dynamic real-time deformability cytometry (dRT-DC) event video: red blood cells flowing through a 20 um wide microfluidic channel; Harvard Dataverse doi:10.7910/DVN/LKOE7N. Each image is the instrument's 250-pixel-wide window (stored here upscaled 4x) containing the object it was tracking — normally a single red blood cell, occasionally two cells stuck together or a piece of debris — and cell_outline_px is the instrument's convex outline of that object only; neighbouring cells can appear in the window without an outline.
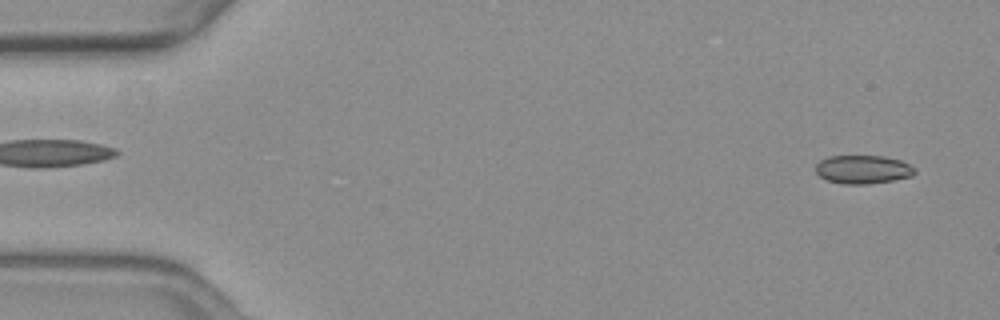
{"species": "common noctule bat (a hibernating species)", "species_latin": "Nyctalus noctula", "temperature_condition": "warm", "stored_images_in_passage": 56, "camera_frame_rate_fps": 3000, "um_per_image_px": 0.085, "animal": {"sex": "female", "body_mass_g": 19.3, "forearm_length_mm": 54.1}, "frame": {"image": 1, "passage_image": 3, "time_ms": 0.667, "image_size_px": [1000, 320], "cell_outline_px": [[916, 172], [912, 176], [892, 180], [868, 184], [844, 184], [828, 180], [820, 176], [816, 172], [816, 164], [820, 160], [828, 156], [884, 156], [900, 160], [916, 168]], "centroid_in_image_um": [73.35, 14.4], "position_along_channel_um": 11.6, "area_um2": 16.42}}
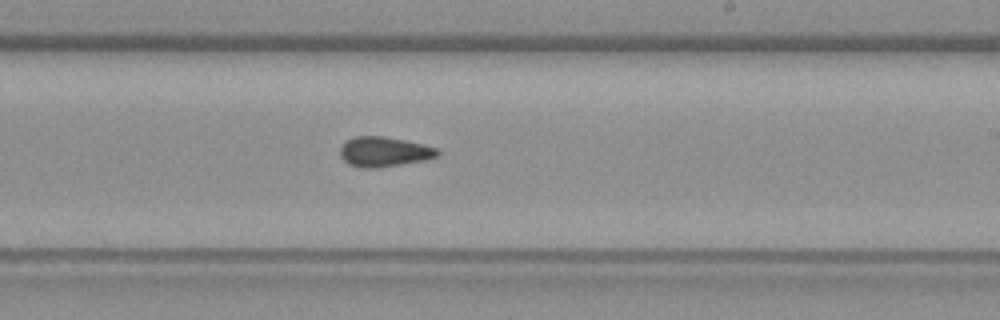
{"frame": {"image": 2, "passage_image": 33, "time_ms": 10.667, "image_size_px": [1000, 320], "cell_outline_px": [[440, 152], [436, 156], [424, 160], [380, 168], [364, 168], [348, 164], [340, 156], [340, 148], [352, 136], [380, 136], [404, 140], [436, 148]], "centroid_in_image_um": [32.61, 12.91], "position_along_channel_um": 256.4, "area_um2": 16.76}}
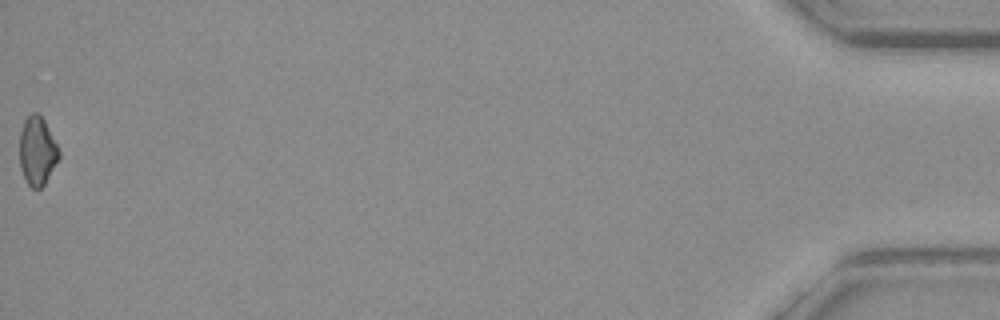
{"frame": {"image": 3, "passage_image": 56, "time_ms": 18.333, "image_size_px": [1000, 320], "cell_outline_px": [[60, 156], [44, 184], [40, 188], [32, 188], [28, 184], [20, 168], [20, 132], [24, 120], [32, 112], [40, 112], [60, 152]], "centroid_in_image_um": [3.15, 12.8], "position_along_channel_um": 432.0, "area_um2": 15.55}, "authors_computed_cell_mechanics": {"area_um2": 16.5308, "velocity_mm_per_s": 3.683, "shape_relaxation_time_tau1_ms": null, "shape_relaxation_time_tau2_ms": 7.0549, "deformation_change_tau1": null, "deformation_change_tau2": 0.115}}